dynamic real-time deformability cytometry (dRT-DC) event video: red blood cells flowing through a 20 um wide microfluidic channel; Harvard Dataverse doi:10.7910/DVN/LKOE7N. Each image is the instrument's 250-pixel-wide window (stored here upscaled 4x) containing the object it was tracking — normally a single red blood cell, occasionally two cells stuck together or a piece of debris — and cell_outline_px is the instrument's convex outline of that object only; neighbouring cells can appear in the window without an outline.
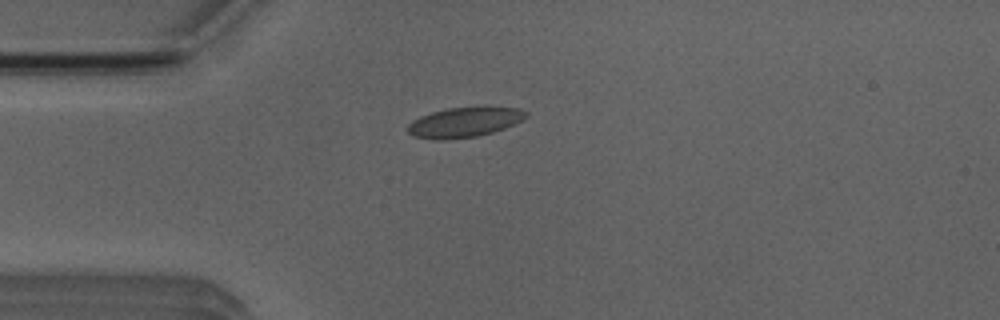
{"species": "Egyptian fruit bat (a non-hibernating species)", "species_latin": "Rousettus aegyptiacus", "temperature_condition": "room temperature", "stored_images_in_passage": 6, "camera_frame_rate_fps": 3000, "um_per_image_px": 0.085, "animal": {"sex": "male"}, "frame": {"image": 1, "passage_image": 4, "time_ms": 3.667, "image_size_px": [1000, 320], "cell_outline_px": [[528, 116], [504, 128], [492, 132], [476, 136], [440, 140], [412, 136], [408, 132], [408, 124], [412, 120], [420, 116], [432, 112], [448, 108], [484, 104], [488, 104], [520, 108], [528, 112]], "centroid_in_image_um": [39.51, 10.33], "position_along_channel_um": 45.5, "area_um2": 21.21}}